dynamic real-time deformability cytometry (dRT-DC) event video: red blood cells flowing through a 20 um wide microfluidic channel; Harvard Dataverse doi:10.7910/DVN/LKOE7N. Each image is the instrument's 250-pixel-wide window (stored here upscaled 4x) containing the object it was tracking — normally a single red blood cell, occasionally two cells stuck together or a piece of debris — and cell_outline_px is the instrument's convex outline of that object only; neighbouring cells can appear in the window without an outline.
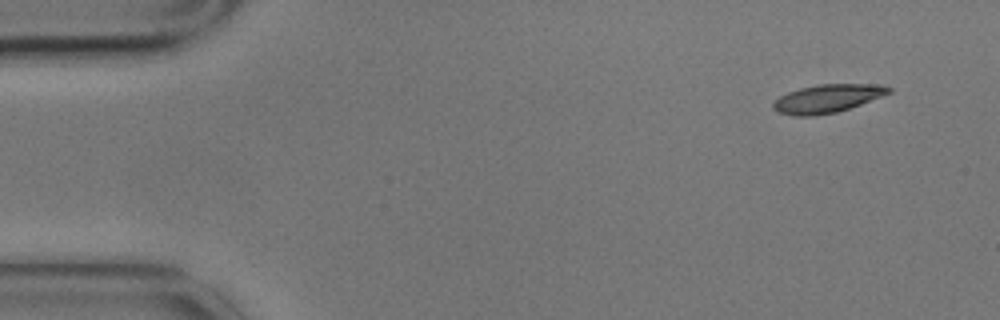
{"species": "common noctule bat (a hibernating species)", "species_latin": "Nyctalus noctula", "temperature_condition": "cold", "stored_images_in_passage": 4, "camera_frame_rate_fps": 3000, "um_per_image_px": 0.085, "animal": {"sex": "male", "body_mass_g": 17.9}, "frame": {"image": 1, "passage_image": 1, "time_ms": 0.0, "image_size_px": [1000, 320], "cell_outline_px": [[892, 92], [860, 104], [836, 112], [812, 116], [792, 116], [780, 112], [772, 108], [772, 104], [780, 96], [788, 92], [800, 88], [820, 84], [884, 84], [892, 88]], "centroid_in_image_um": [70.34, 8.37], "position_along_channel_um": 14.7, "area_um2": 18.9}}